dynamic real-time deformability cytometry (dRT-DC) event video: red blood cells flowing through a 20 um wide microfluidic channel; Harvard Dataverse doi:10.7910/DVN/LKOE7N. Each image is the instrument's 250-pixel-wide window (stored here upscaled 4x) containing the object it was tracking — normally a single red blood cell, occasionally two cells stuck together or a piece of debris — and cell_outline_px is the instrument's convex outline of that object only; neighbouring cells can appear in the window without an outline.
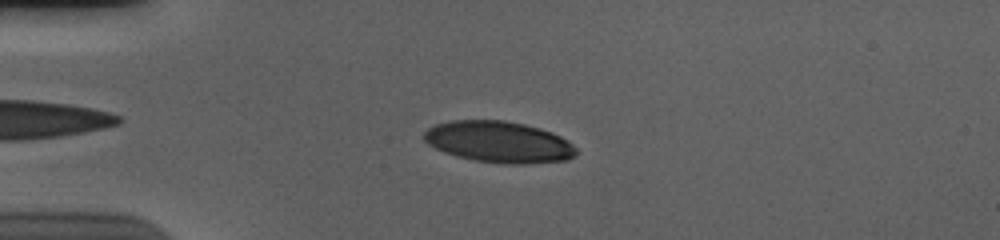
{"species": "human", "species_latin": "Homo sapiens", "temperature_condition": "cold", "stored_images_in_passage": 44, "camera_frame_rate_fps": 3000, "um_per_image_px": 0.085, "donor": {"sex": "male"}, "frame": {"image": 1, "passage_image": 7, "time_ms": 2.0, "image_size_px": [1000, 240], "cell_outline_px": [[576, 152], [568, 160], [524, 164], [504, 164], [476, 160], [456, 156], [444, 152], [428, 144], [424, 140], [424, 132], [428, 128], [436, 124], [448, 120], [504, 120], [524, 124], [540, 128], [552, 132], [560, 136], [572, 144], [576, 148]], "centroid_in_image_um": [42.39, 12.06], "position_along_channel_um": 42.6, "area_um2": 36.65}}
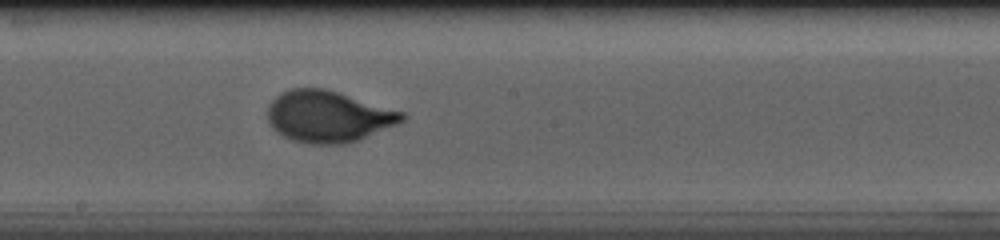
{"frame": {"image": 2, "passage_image": 24, "time_ms": 7.667, "image_size_px": [1000, 240], "cell_outline_px": [[408, 116], [404, 120], [396, 124], [360, 140], [344, 144], [308, 144], [292, 140], [276, 132], [272, 128], [268, 120], [268, 104], [280, 92], [292, 88], [324, 88], [404, 112]], "centroid_in_image_um": [27.88, 9.91], "position_along_channel_um": 220.3, "area_um2": 40.4}}
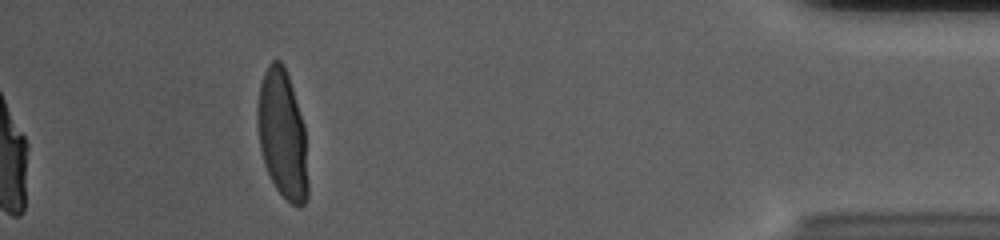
{"frame": {"image": 3, "passage_image": 44, "time_ms": 14.333, "image_size_px": [1000, 240], "cell_outline_px": [[308, 196], [304, 204], [300, 208], [296, 208], [276, 188], [264, 164], [260, 148], [256, 120], [256, 108], [260, 84], [264, 72], [268, 64], [272, 60], [280, 60], [284, 64], [304, 124], [308, 184]], "centroid_in_image_um": [23.99, 11.43], "position_along_channel_um": 411.2, "area_um2": 37.92}, "authors_computed_cell_mechanics": {"area_um2": 38.437, "velocity_mm_per_s": 3.6774, "shape_relaxation_time_tau1_ms": 2.9783, "shape_relaxation_time_tau2_ms": null, "deformation_change_tau1": 0.1898, "deformation_change_tau2": null}}